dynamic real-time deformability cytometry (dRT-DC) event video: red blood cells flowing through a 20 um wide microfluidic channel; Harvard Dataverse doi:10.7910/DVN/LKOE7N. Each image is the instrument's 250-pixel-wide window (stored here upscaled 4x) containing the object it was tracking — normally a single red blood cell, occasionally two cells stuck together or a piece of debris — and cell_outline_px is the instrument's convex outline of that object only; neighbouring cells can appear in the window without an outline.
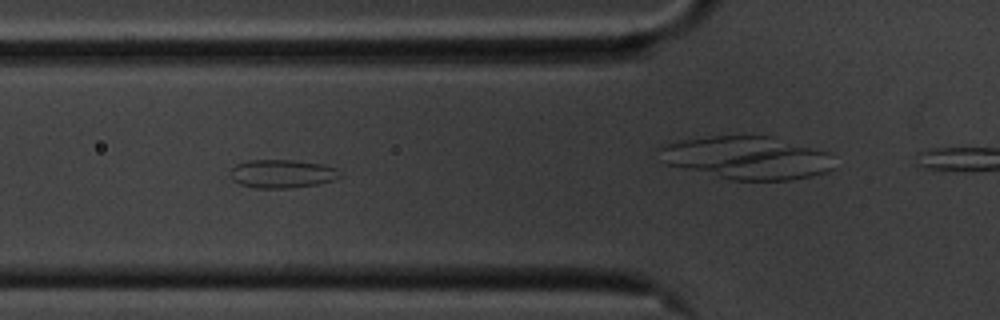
{"species": "common noctule bat (a hibernating species)", "species_latin": "Nyctalus noctula", "temperature_condition": "cold", "stored_images_in_passage": 50, "camera_frame_rate_fps": 3000, "um_per_image_px": 0.085, "animal": {"sex": "male", "body_mass_g": 20.1, "forearm_length_mm": 53.5}, "frame": {"image": 1, "passage_image": 21, "time_ms": 6.667, "image_size_px": [1000, 320], "cell_outline_px": [[344, 172], [340, 176], [332, 180], [316, 184], [288, 188], [256, 188], [240, 184], [232, 180], [232, 168], [236, 164], [248, 160], [292, 160], [320, 164], [336, 168]], "centroid_in_image_um": [23.98, 14.76], "position_along_channel_um": 101.8, "area_um2": 17.98}}
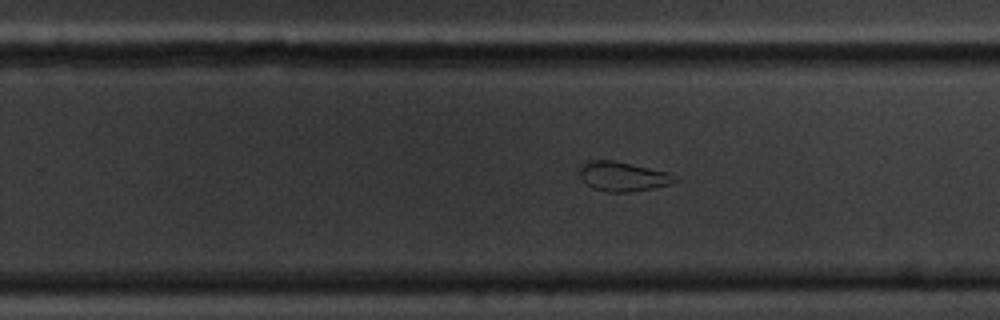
{"frame": {"image": 2, "passage_image": 36, "time_ms": 11.667, "image_size_px": [1000, 320], "cell_outline_px": [[680, 180], [672, 184], [652, 188], [628, 192], [608, 192], [592, 188], [580, 176], [580, 168], [588, 160], [612, 160], [668, 172]], "centroid_in_image_um": [52.97, 15.0], "position_along_channel_um": 276.8, "area_um2": 16.18}}
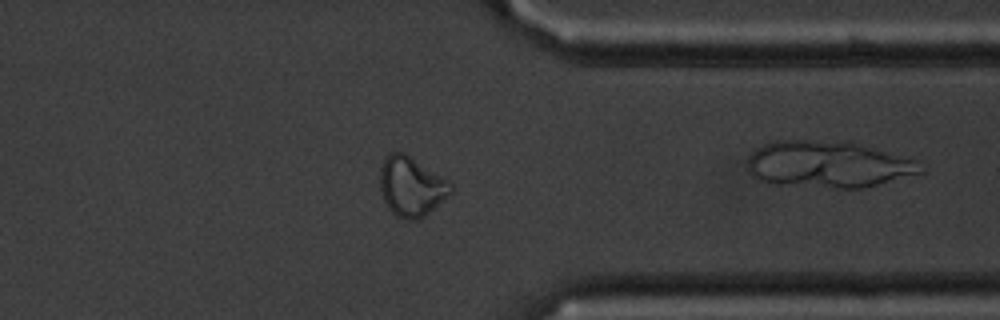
{"frame": {"image": 3, "passage_image": 45, "time_ms": 14.667, "image_size_px": [1000, 320], "cell_outline_px": [[452, 192], [448, 196], [424, 216], [416, 220], [404, 220], [396, 216], [388, 208], [384, 200], [380, 188], [380, 168], [384, 156], [392, 152], [404, 152], [448, 180], [452, 184]], "centroid_in_image_um": [34.94, 15.85], "position_along_channel_um": 376.5, "area_um2": 24.57}}